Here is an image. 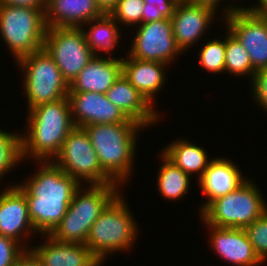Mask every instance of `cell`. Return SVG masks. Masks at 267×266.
Here are the masks:
<instances>
[{
  "instance_id": "1",
  "label": "cell",
  "mask_w": 267,
  "mask_h": 266,
  "mask_svg": "<svg viewBox=\"0 0 267 266\" xmlns=\"http://www.w3.org/2000/svg\"><path fill=\"white\" fill-rule=\"evenodd\" d=\"M35 163L40 165L36 173L15 185L25 194L35 231L49 235L63 219L81 185L52 161Z\"/></svg>"
},
{
  "instance_id": "2",
  "label": "cell",
  "mask_w": 267,
  "mask_h": 266,
  "mask_svg": "<svg viewBox=\"0 0 267 266\" xmlns=\"http://www.w3.org/2000/svg\"><path fill=\"white\" fill-rule=\"evenodd\" d=\"M27 114V134L20 135L23 160L27 157L36 162L53 161L75 127L69 98L38 105Z\"/></svg>"
},
{
  "instance_id": "3",
  "label": "cell",
  "mask_w": 267,
  "mask_h": 266,
  "mask_svg": "<svg viewBox=\"0 0 267 266\" xmlns=\"http://www.w3.org/2000/svg\"><path fill=\"white\" fill-rule=\"evenodd\" d=\"M84 128L102 169L119 185L126 183L136 159L138 132L145 128L136 122L93 124Z\"/></svg>"
},
{
  "instance_id": "4",
  "label": "cell",
  "mask_w": 267,
  "mask_h": 266,
  "mask_svg": "<svg viewBox=\"0 0 267 266\" xmlns=\"http://www.w3.org/2000/svg\"><path fill=\"white\" fill-rule=\"evenodd\" d=\"M87 186L81 185L75 191L63 219L49 234L54 240L63 243L85 244L91 226L105 208L122 192L120 190L122 186L119 184Z\"/></svg>"
},
{
  "instance_id": "5",
  "label": "cell",
  "mask_w": 267,
  "mask_h": 266,
  "mask_svg": "<svg viewBox=\"0 0 267 266\" xmlns=\"http://www.w3.org/2000/svg\"><path fill=\"white\" fill-rule=\"evenodd\" d=\"M121 193L105 208L91 226L85 245L102 262L110 254L126 253L138 236V224Z\"/></svg>"
},
{
  "instance_id": "6",
  "label": "cell",
  "mask_w": 267,
  "mask_h": 266,
  "mask_svg": "<svg viewBox=\"0 0 267 266\" xmlns=\"http://www.w3.org/2000/svg\"><path fill=\"white\" fill-rule=\"evenodd\" d=\"M267 202L254 181L213 200L199 215L203 225L245 229L267 211Z\"/></svg>"
},
{
  "instance_id": "7",
  "label": "cell",
  "mask_w": 267,
  "mask_h": 266,
  "mask_svg": "<svg viewBox=\"0 0 267 266\" xmlns=\"http://www.w3.org/2000/svg\"><path fill=\"white\" fill-rule=\"evenodd\" d=\"M46 8L0 5V36L16 59L44 48Z\"/></svg>"
},
{
  "instance_id": "8",
  "label": "cell",
  "mask_w": 267,
  "mask_h": 266,
  "mask_svg": "<svg viewBox=\"0 0 267 266\" xmlns=\"http://www.w3.org/2000/svg\"><path fill=\"white\" fill-rule=\"evenodd\" d=\"M16 63L24 73L27 110L68 97L69 84L45 48L21 57Z\"/></svg>"
},
{
  "instance_id": "9",
  "label": "cell",
  "mask_w": 267,
  "mask_h": 266,
  "mask_svg": "<svg viewBox=\"0 0 267 266\" xmlns=\"http://www.w3.org/2000/svg\"><path fill=\"white\" fill-rule=\"evenodd\" d=\"M52 162L80 185H85V182L86 185L118 184L102 169L89 134L83 127L75 126L71 130Z\"/></svg>"
},
{
  "instance_id": "10",
  "label": "cell",
  "mask_w": 267,
  "mask_h": 266,
  "mask_svg": "<svg viewBox=\"0 0 267 266\" xmlns=\"http://www.w3.org/2000/svg\"><path fill=\"white\" fill-rule=\"evenodd\" d=\"M223 8L225 25L247 50L254 71L267 68V14L236 4ZM238 5V6H237ZM231 6V7H230Z\"/></svg>"
},
{
  "instance_id": "11",
  "label": "cell",
  "mask_w": 267,
  "mask_h": 266,
  "mask_svg": "<svg viewBox=\"0 0 267 266\" xmlns=\"http://www.w3.org/2000/svg\"><path fill=\"white\" fill-rule=\"evenodd\" d=\"M44 48L53 57L69 85L95 56L82 28L47 27Z\"/></svg>"
},
{
  "instance_id": "12",
  "label": "cell",
  "mask_w": 267,
  "mask_h": 266,
  "mask_svg": "<svg viewBox=\"0 0 267 266\" xmlns=\"http://www.w3.org/2000/svg\"><path fill=\"white\" fill-rule=\"evenodd\" d=\"M135 37L130 50V57L142 60L163 62L167 65L175 62L177 55L183 53L178 48L172 30L171 19L164 18L136 26Z\"/></svg>"
},
{
  "instance_id": "13",
  "label": "cell",
  "mask_w": 267,
  "mask_h": 266,
  "mask_svg": "<svg viewBox=\"0 0 267 266\" xmlns=\"http://www.w3.org/2000/svg\"><path fill=\"white\" fill-rule=\"evenodd\" d=\"M208 6L189 2L177 3L171 17L172 30L176 45L185 52L204 38L209 26L219 14ZM214 19V21H213Z\"/></svg>"
},
{
  "instance_id": "14",
  "label": "cell",
  "mask_w": 267,
  "mask_h": 266,
  "mask_svg": "<svg viewBox=\"0 0 267 266\" xmlns=\"http://www.w3.org/2000/svg\"><path fill=\"white\" fill-rule=\"evenodd\" d=\"M73 122L76 127L93 124L135 122L108 100L106 94L97 92H69Z\"/></svg>"
},
{
  "instance_id": "15",
  "label": "cell",
  "mask_w": 267,
  "mask_h": 266,
  "mask_svg": "<svg viewBox=\"0 0 267 266\" xmlns=\"http://www.w3.org/2000/svg\"><path fill=\"white\" fill-rule=\"evenodd\" d=\"M13 184L7 185V188L5 186V189L0 192V235L13 238L29 249V246H26V240L31 233L33 235L37 232L29 217L25 194L15 183Z\"/></svg>"
},
{
  "instance_id": "16",
  "label": "cell",
  "mask_w": 267,
  "mask_h": 266,
  "mask_svg": "<svg viewBox=\"0 0 267 266\" xmlns=\"http://www.w3.org/2000/svg\"><path fill=\"white\" fill-rule=\"evenodd\" d=\"M210 233V245L220 259L235 266H260L263 262L256 255L245 229L222 228L205 225Z\"/></svg>"
},
{
  "instance_id": "17",
  "label": "cell",
  "mask_w": 267,
  "mask_h": 266,
  "mask_svg": "<svg viewBox=\"0 0 267 266\" xmlns=\"http://www.w3.org/2000/svg\"><path fill=\"white\" fill-rule=\"evenodd\" d=\"M226 158L216 157L209 162L198 185L207 200L199 207L200 213L215 199L235 191L248 178L242 176L237 163Z\"/></svg>"
},
{
  "instance_id": "18",
  "label": "cell",
  "mask_w": 267,
  "mask_h": 266,
  "mask_svg": "<svg viewBox=\"0 0 267 266\" xmlns=\"http://www.w3.org/2000/svg\"><path fill=\"white\" fill-rule=\"evenodd\" d=\"M106 96L129 119L139 125L147 128L155 125L157 121L159 123L161 115L158 110L156 111L155 106H152L123 74L107 90Z\"/></svg>"
},
{
  "instance_id": "19",
  "label": "cell",
  "mask_w": 267,
  "mask_h": 266,
  "mask_svg": "<svg viewBox=\"0 0 267 266\" xmlns=\"http://www.w3.org/2000/svg\"><path fill=\"white\" fill-rule=\"evenodd\" d=\"M42 237H44V243L29 247V249L39 257L44 266L102 265V262L85 244L58 242L50 235Z\"/></svg>"
},
{
  "instance_id": "20",
  "label": "cell",
  "mask_w": 267,
  "mask_h": 266,
  "mask_svg": "<svg viewBox=\"0 0 267 266\" xmlns=\"http://www.w3.org/2000/svg\"><path fill=\"white\" fill-rule=\"evenodd\" d=\"M122 74V58L94 56L70 83L69 92H97L107 90Z\"/></svg>"
},
{
  "instance_id": "21",
  "label": "cell",
  "mask_w": 267,
  "mask_h": 266,
  "mask_svg": "<svg viewBox=\"0 0 267 266\" xmlns=\"http://www.w3.org/2000/svg\"><path fill=\"white\" fill-rule=\"evenodd\" d=\"M167 64L132 58L129 55L122 57V74L153 106L156 94L165 87Z\"/></svg>"
},
{
  "instance_id": "22",
  "label": "cell",
  "mask_w": 267,
  "mask_h": 266,
  "mask_svg": "<svg viewBox=\"0 0 267 266\" xmlns=\"http://www.w3.org/2000/svg\"><path fill=\"white\" fill-rule=\"evenodd\" d=\"M103 15L95 0H47L45 21L49 28H81Z\"/></svg>"
},
{
  "instance_id": "23",
  "label": "cell",
  "mask_w": 267,
  "mask_h": 266,
  "mask_svg": "<svg viewBox=\"0 0 267 266\" xmlns=\"http://www.w3.org/2000/svg\"><path fill=\"white\" fill-rule=\"evenodd\" d=\"M165 148V149H164ZM161 153L175 166L182 169L191 178L197 173L198 180L202 177L209 162L208 153L203 147L191 143L187 139H177L165 146ZM194 173V174H193Z\"/></svg>"
},
{
  "instance_id": "24",
  "label": "cell",
  "mask_w": 267,
  "mask_h": 266,
  "mask_svg": "<svg viewBox=\"0 0 267 266\" xmlns=\"http://www.w3.org/2000/svg\"><path fill=\"white\" fill-rule=\"evenodd\" d=\"M83 29L86 42L95 56H102L103 51L109 57H113V49L119 43L120 26L111 15L104 14L102 17L92 19L85 23ZM91 25V26H90ZM90 26L88 31L84 27ZM119 27V28H118ZM102 54L100 55L99 52ZM99 53V54H98ZM110 53V54H109Z\"/></svg>"
},
{
  "instance_id": "25",
  "label": "cell",
  "mask_w": 267,
  "mask_h": 266,
  "mask_svg": "<svg viewBox=\"0 0 267 266\" xmlns=\"http://www.w3.org/2000/svg\"><path fill=\"white\" fill-rule=\"evenodd\" d=\"M160 161L162 165L157 174V189L164 197L169 201H177L188 194L189 187L191 186L190 176L186 174L182 169L175 166L170 160H168L162 153L160 154Z\"/></svg>"
},
{
  "instance_id": "26",
  "label": "cell",
  "mask_w": 267,
  "mask_h": 266,
  "mask_svg": "<svg viewBox=\"0 0 267 266\" xmlns=\"http://www.w3.org/2000/svg\"><path fill=\"white\" fill-rule=\"evenodd\" d=\"M225 51V74L232 76H247L252 78L253 67L247 50L241 45L238 39L227 29Z\"/></svg>"
},
{
  "instance_id": "27",
  "label": "cell",
  "mask_w": 267,
  "mask_h": 266,
  "mask_svg": "<svg viewBox=\"0 0 267 266\" xmlns=\"http://www.w3.org/2000/svg\"><path fill=\"white\" fill-rule=\"evenodd\" d=\"M22 161L20 134L0 129V181Z\"/></svg>"
},
{
  "instance_id": "28",
  "label": "cell",
  "mask_w": 267,
  "mask_h": 266,
  "mask_svg": "<svg viewBox=\"0 0 267 266\" xmlns=\"http://www.w3.org/2000/svg\"><path fill=\"white\" fill-rule=\"evenodd\" d=\"M224 39H209L199 50V65L210 73L225 74L226 35Z\"/></svg>"
},
{
  "instance_id": "29",
  "label": "cell",
  "mask_w": 267,
  "mask_h": 266,
  "mask_svg": "<svg viewBox=\"0 0 267 266\" xmlns=\"http://www.w3.org/2000/svg\"><path fill=\"white\" fill-rule=\"evenodd\" d=\"M143 0H119L115 9L111 12V16L115 21L124 27L129 28L139 26L143 13Z\"/></svg>"
},
{
  "instance_id": "30",
  "label": "cell",
  "mask_w": 267,
  "mask_h": 266,
  "mask_svg": "<svg viewBox=\"0 0 267 266\" xmlns=\"http://www.w3.org/2000/svg\"><path fill=\"white\" fill-rule=\"evenodd\" d=\"M256 255L267 261V211L245 228Z\"/></svg>"
},
{
  "instance_id": "31",
  "label": "cell",
  "mask_w": 267,
  "mask_h": 266,
  "mask_svg": "<svg viewBox=\"0 0 267 266\" xmlns=\"http://www.w3.org/2000/svg\"><path fill=\"white\" fill-rule=\"evenodd\" d=\"M144 7L141 24L159 21L173 16L176 2L174 0H143Z\"/></svg>"
},
{
  "instance_id": "32",
  "label": "cell",
  "mask_w": 267,
  "mask_h": 266,
  "mask_svg": "<svg viewBox=\"0 0 267 266\" xmlns=\"http://www.w3.org/2000/svg\"><path fill=\"white\" fill-rule=\"evenodd\" d=\"M26 248L13 238L0 235V266H15Z\"/></svg>"
},
{
  "instance_id": "33",
  "label": "cell",
  "mask_w": 267,
  "mask_h": 266,
  "mask_svg": "<svg viewBox=\"0 0 267 266\" xmlns=\"http://www.w3.org/2000/svg\"><path fill=\"white\" fill-rule=\"evenodd\" d=\"M249 81L252 85L251 90L253 89L251 92L253 101L267 112V68L255 71Z\"/></svg>"
},
{
  "instance_id": "34",
  "label": "cell",
  "mask_w": 267,
  "mask_h": 266,
  "mask_svg": "<svg viewBox=\"0 0 267 266\" xmlns=\"http://www.w3.org/2000/svg\"><path fill=\"white\" fill-rule=\"evenodd\" d=\"M0 5L26 8H46L47 0H0Z\"/></svg>"
},
{
  "instance_id": "35",
  "label": "cell",
  "mask_w": 267,
  "mask_h": 266,
  "mask_svg": "<svg viewBox=\"0 0 267 266\" xmlns=\"http://www.w3.org/2000/svg\"><path fill=\"white\" fill-rule=\"evenodd\" d=\"M15 266H44L39 257L31 250L26 249L18 258Z\"/></svg>"
},
{
  "instance_id": "36",
  "label": "cell",
  "mask_w": 267,
  "mask_h": 266,
  "mask_svg": "<svg viewBox=\"0 0 267 266\" xmlns=\"http://www.w3.org/2000/svg\"><path fill=\"white\" fill-rule=\"evenodd\" d=\"M98 8L103 14L110 15L119 0H95Z\"/></svg>"
},
{
  "instance_id": "37",
  "label": "cell",
  "mask_w": 267,
  "mask_h": 266,
  "mask_svg": "<svg viewBox=\"0 0 267 266\" xmlns=\"http://www.w3.org/2000/svg\"><path fill=\"white\" fill-rule=\"evenodd\" d=\"M257 4H253L254 6H241L243 9L252 11V12H266L267 11V0H257Z\"/></svg>"
},
{
  "instance_id": "38",
  "label": "cell",
  "mask_w": 267,
  "mask_h": 266,
  "mask_svg": "<svg viewBox=\"0 0 267 266\" xmlns=\"http://www.w3.org/2000/svg\"><path fill=\"white\" fill-rule=\"evenodd\" d=\"M222 1L221 0H189L188 2L192 4L208 6L217 12L218 7Z\"/></svg>"
},
{
  "instance_id": "39",
  "label": "cell",
  "mask_w": 267,
  "mask_h": 266,
  "mask_svg": "<svg viewBox=\"0 0 267 266\" xmlns=\"http://www.w3.org/2000/svg\"><path fill=\"white\" fill-rule=\"evenodd\" d=\"M176 3L188 2L189 0H174Z\"/></svg>"
}]
</instances>
